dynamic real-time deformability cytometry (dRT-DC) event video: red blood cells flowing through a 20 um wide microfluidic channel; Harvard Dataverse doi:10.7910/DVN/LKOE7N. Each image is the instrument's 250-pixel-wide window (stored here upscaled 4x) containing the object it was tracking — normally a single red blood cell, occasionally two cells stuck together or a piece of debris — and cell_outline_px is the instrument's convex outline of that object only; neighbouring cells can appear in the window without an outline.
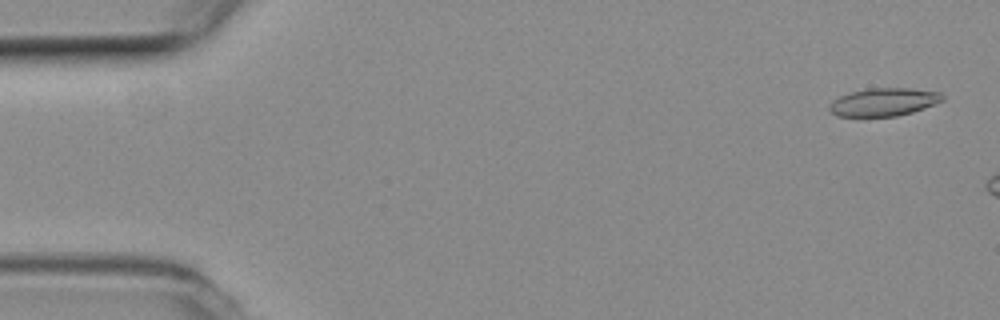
{"species": "common noctule bat (a hibernating species)", "species_latin": "Nyctalus noctula", "temperature_condition": "room temperature", "stored_images_in_passage": 7, "camera_frame_rate_fps": 3000, "um_per_image_px": 0.085, "animal": {"sex": "female", "body_mass_g": 19.3, "forearm_length_mm": 54.1}, "frame": {"image": 1, "passage_image": 2, "time_ms": 0.333, "image_size_px": [1000, 320], "cell_outline_px": [[944, 100], [936, 104], [912, 112], [896, 116], [836, 116], [828, 108], [828, 104], [832, 100], [840, 96], [852, 92], [868, 88], [908, 88], [940, 92], [944, 96]], "centroid_in_image_um": [75.12, 8.67], "position_along_channel_um": 9.9, "area_um2": 18.44}}